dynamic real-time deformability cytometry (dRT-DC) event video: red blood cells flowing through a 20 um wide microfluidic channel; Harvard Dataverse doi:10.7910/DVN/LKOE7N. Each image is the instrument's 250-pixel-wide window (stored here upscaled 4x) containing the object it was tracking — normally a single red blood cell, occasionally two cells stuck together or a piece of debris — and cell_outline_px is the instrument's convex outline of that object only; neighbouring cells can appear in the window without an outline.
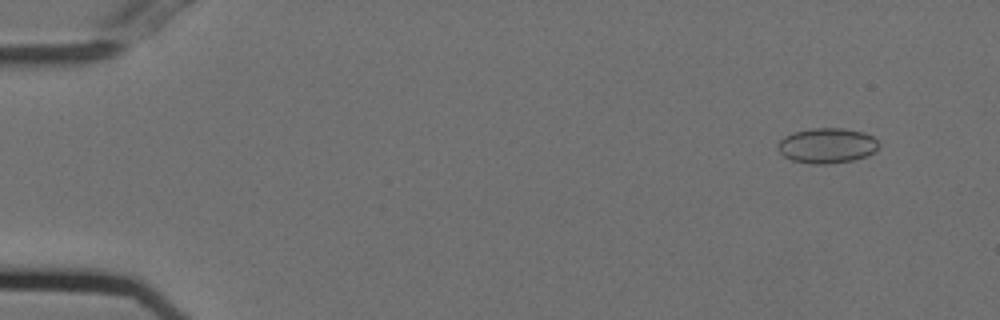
{"species": "Egyptian fruit bat (a non-hibernating species)", "species_latin": "Rousettus aegyptiacus", "temperature_condition": "cold", "stored_images_in_passage": 55, "camera_frame_rate_fps": 3000, "um_per_image_px": 0.085, "animal": {"sex": "female"}, "frame": {"image": 1, "passage_image": 5, "time_ms": 1.333, "image_size_px": [1000, 320], "cell_outline_px": [[880, 144], [868, 156], [852, 160], [824, 164], [812, 164], [792, 160], [784, 156], [776, 148], [776, 144], [784, 136], [792, 132], [812, 128], [844, 128], [864, 132], [872, 136]], "centroid_in_image_um": [70.26, 12.36], "position_along_channel_um": 14.7, "area_um2": 20.75}}
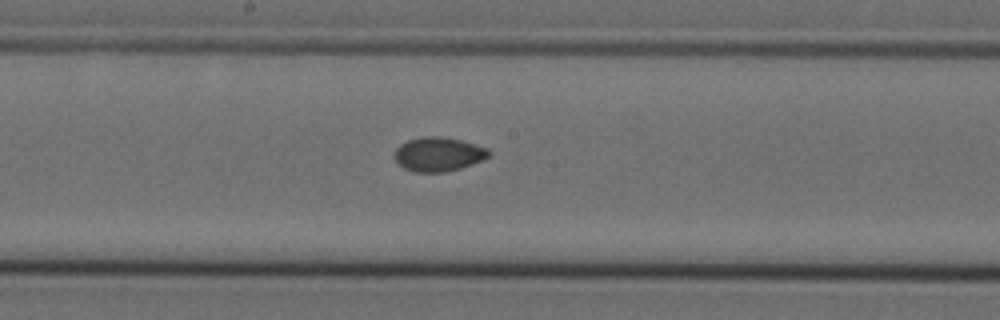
{"frame": {"image": 2, "passage_image": 30, "time_ms": 9.667, "image_size_px": [1000, 320], "cell_outline_px": [[492, 152], [484, 160], [460, 168], [444, 172], [416, 172], [404, 168], [396, 160], [396, 148], [400, 144], [408, 140], [424, 136], [440, 136], [460, 140], [488, 148]], "centroid_in_image_um": [37.3, 13.1], "position_along_channel_um": 210.9, "area_um2": 18.61}}
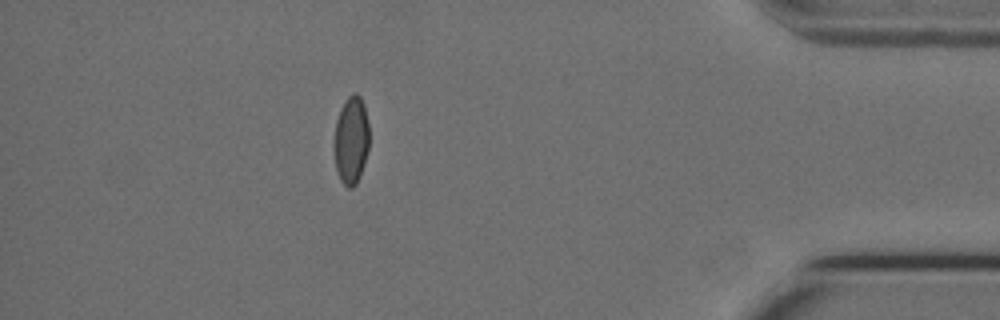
{"frame": {"image": 3, "passage_image": 49, "time_ms": 16.0, "image_size_px": [1000, 320], "cell_outline_px": [[368, 148], [360, 176], [356, 184], [352, 188], [348, 188], [340, 180], [336, 168], [332, 148], [332, 140], [336, 120], [340, 108], [344, 100], [352, 92], [356, 92], [360, 96], [364, 104], [368, 124]], "centroid_in_image_um": [29.8, 11.89], "position_along_channel_um": 405.4, "area_um2": 18.44}, "authors_computed_cell_mechanics": {"area_um2": 18.6116, "velocity_mm_per_s": 3.7437, "shape_relaxation_time_tau1_ms": null, "shape_relaxation_time_tau2_ms": 1.9532, "deformation_change_tau1": null, "deformation_change_tau2": 0.0307}}